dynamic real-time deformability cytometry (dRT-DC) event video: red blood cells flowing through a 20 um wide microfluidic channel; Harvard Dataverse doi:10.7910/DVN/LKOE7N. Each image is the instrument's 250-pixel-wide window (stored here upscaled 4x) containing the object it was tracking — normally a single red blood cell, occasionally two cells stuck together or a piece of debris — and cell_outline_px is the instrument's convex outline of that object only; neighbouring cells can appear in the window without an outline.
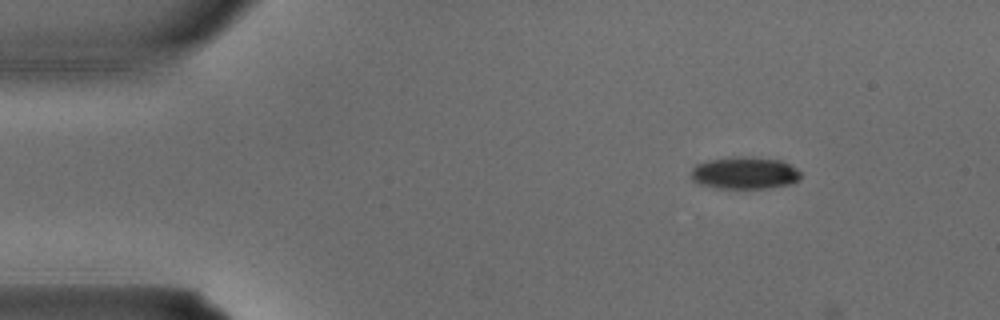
{"species": "common noctule bat (a hibernating species)", "species_latin": "Nyctalus noctula", "temperature_condition": "warm", "stored_images_in_passage": 2, "camera_frame_rate_fps": 3000, "um_per_image_px": 0.085, "animal": {"sex": "male", "body_mass_g": 15.6}, "frame": {"image": 1, "passage_image": 1, "time_ms": 0.0, "image_size_px": [1000, 320], "cell_outline_px": [[800, 180], [792, 184], [768, 188], [716, 188], [700, 184], [692, 180], [692, 168], [696, 164], [708, 160], [736, 156], [752, 156], [780, 160], [796, 168], [800, 172]], "centroid_in_image_um": [63.31, 14.7], "position_along_channel_um": 21.7, "area_um2": 20.75}}